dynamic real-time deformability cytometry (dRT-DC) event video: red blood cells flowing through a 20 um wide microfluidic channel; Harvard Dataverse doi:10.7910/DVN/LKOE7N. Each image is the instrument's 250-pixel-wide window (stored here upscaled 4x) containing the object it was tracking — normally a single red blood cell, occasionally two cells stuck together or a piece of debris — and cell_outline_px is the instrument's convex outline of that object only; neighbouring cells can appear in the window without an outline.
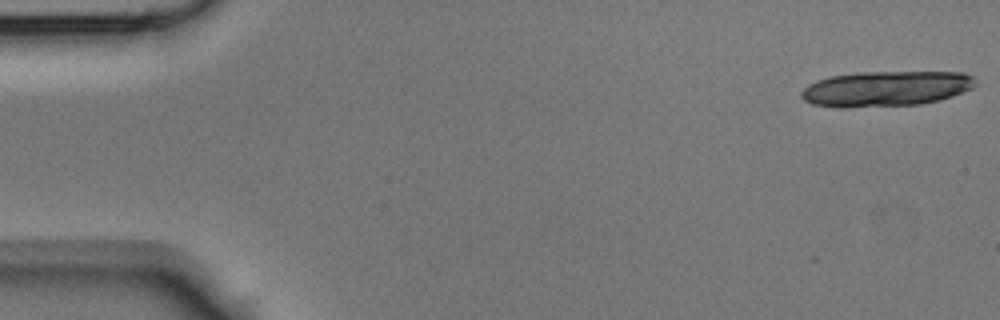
{"species": "Egyptian fruit bat (a non-hibernating species)", "species_latin": "Rousettus aegyptiacus", "temperature_condition": "room temperature", "stored_images_in_passage": 15, "camera_frame_rate_fps": 3000, "um_per_image_px": 0.085, "animal": {"sex": "male"}, "frame": {"image": 1, "passage_image": 1, "time_ms": 0.0, "image_size_px": [1000, 320], "cell_outline_px": [[976, 84], [972, 88], [952, 96], [940, 100], [920, 104], [844, 108], [836, 108], [812, 104], [804, 100], [800, 96], [800, 92], [808, 84], [816, 80], [828, 76], [856, 72], [964, 72], [976, 76]], "centroid_in_image_um": [75.28, 7.53], "position_along_channel_um": 9.7, "area_um2": 36.41}}